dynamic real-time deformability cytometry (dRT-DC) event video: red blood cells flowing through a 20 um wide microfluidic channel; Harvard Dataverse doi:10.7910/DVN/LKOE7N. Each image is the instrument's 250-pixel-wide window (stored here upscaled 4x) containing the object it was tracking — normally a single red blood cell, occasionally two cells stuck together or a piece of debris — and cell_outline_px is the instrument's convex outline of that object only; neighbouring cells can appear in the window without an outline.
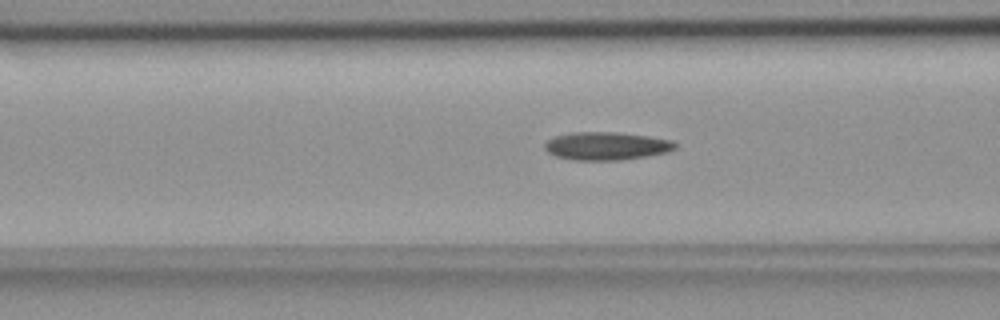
{"species": "common noctule bat (a hibernating species)", "species_latin": "Nyctalus noctula", "temperature_condition": "room temperature", "stored_images_in_passage": 40, "camera_frame_rate_fps": 3000, "um_per_image_px": 0.085, "animal": {"sex": "female", "body_mass_g": 18.4}, "frame": {"image": 1, "passage_image": 11, "time_ms": 3.333, "image_size_px": [1000, 320], "cell_outline_px": [[676, 148], [668, 152], [620, 160], [572, 160], [556, 156], [548, 152], [544, 148], [544, 144], [548, 140], [556, 136], [572, 132], [616, 132], [648, 136], [672, 140], [676, 144]], "centroid_in_image_um": [51.53, 12.41], "position_along_channel_um": 115.1, "area_um2": 21.21}}
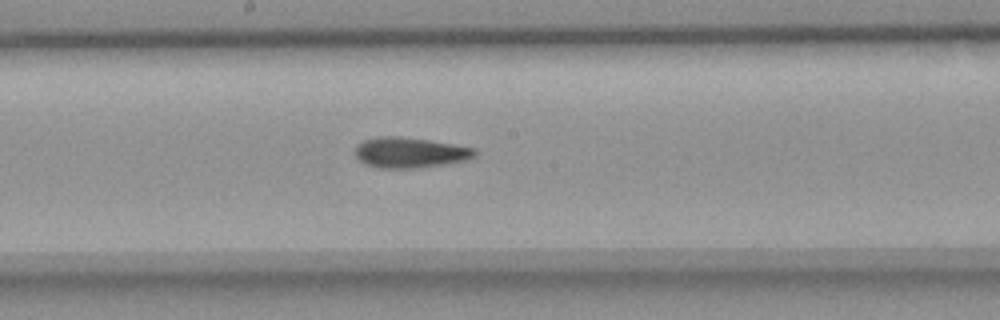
{"frame": {"image": 2, "passage_image": 19, "time_ms": 6.0, "image_size_px": [1000, 320], "cell_outline_px": [[476, 156], [468, 160], [412, 168], [380, 168], [364, 164], [356, 156], [356, 144], [364, 140], [376, 136], [400, 136], [428, 140], [476, 148]], "centroid_in_image_um": [34.82, 12.95], "position_along_channel_um": 213.4, "area_um2": 21.15}}
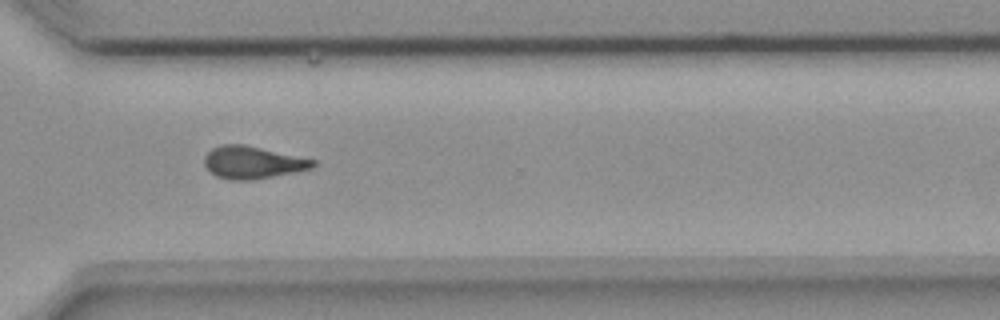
{"frame": {"image": 3, "passage_image": 30, "time_ms": 9.667, "image_size_px": [1000, 320], "cell_outline_px": [[316, 164], [312, 168], [252, 180], [228, 180], [216, 176], [204, 164], [204, 156], [212, 148], [220, 144], [244, 144], [316, 160]], "centroid_in_image_um": [21.44, 13.8], "position_along_channel_um": 349.2, "area_um2": 20.35}, "authors_computed_cell_mechanics": {"area_um2": 20.6635, "velocity_mm_per_s": 3.7007, "shape_relaxation_time_tau1_ms": null, "shape_relaxation_time_tau2_ms": 3.7652, "deformation_change_tau1": null, "deformation_change_tau2": 0.1204}}